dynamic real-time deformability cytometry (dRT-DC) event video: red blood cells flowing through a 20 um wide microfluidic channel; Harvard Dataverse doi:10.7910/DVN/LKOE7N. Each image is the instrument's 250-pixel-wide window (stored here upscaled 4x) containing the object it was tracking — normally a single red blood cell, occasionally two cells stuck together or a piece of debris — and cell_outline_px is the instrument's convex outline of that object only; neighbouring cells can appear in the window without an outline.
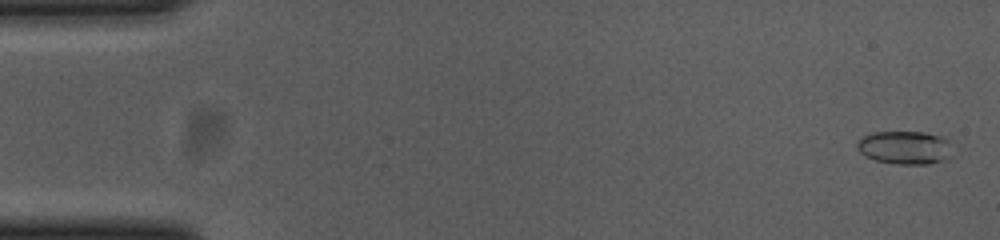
{"species": "common noctule bat (a hibernating species)", "species_latin": "Nyctalus noctula", "temperature_condition": "cold", "stored_images_in_passage": 55, "camera_frame_rate_fps": 3000, "um_per_image_px": 0.085, "animal": {"sex": "female", "body_mass_g": 23.0, "forearm_length_mm": 53.4}, "frame": {"image": 1, "passage_image": 2, "time_ms": 0.333, "image_size_px": [1000, 240], "cell_outline_px": [[960, 148], [948, 160], [928, 164], [896, 164], [876, 160], [864, 156], [856, 148], [856, 144], [864, 136], [872, 132], [924, 132], [948, 136]], "centroid_in_image_um": [77.12, 12.54], "position_along_channel_um": 7.9, "area_um2": 19.59}}
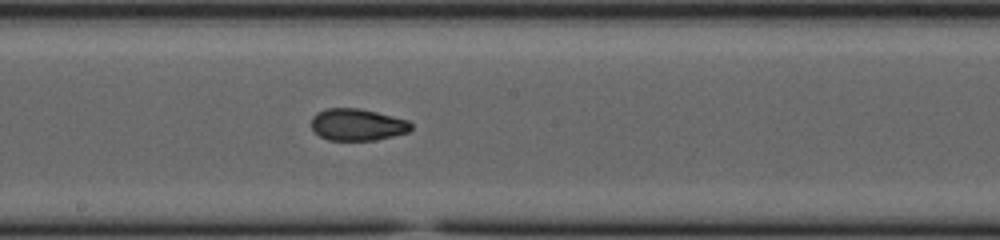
{"frame": {"image": 2, "passage_image": 30, "time_ms": 9.667, "image_size_px": [1000, 240], "cell_outline_px": [[412, 128], [408, 132], [376, 140], [328, 140], [320, 136], [312, 128], [312, 116], [316, 112], [328, 108], [360, 108], [408, 120], [412, 124]], "centroid_in_image_um": [30.37, 10.59], "position_along_channel_um": 217.8, "area_um2": 18.5}}
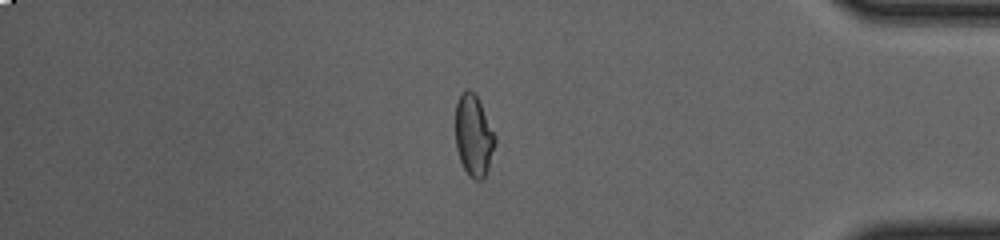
{"frame": {"image": 3, "passage_image": 47, "time_ms": 15.333, "image_size_px": [1000, 240], "cell_outline_px": [[496, 144], [488, 168], [484, 176], [480, 180], [476, 180], [468, 176], [460, 160], [456, 148], [456, 104], [460, 92], [468, 88], [476, 96], [496, 136]], "centroid_in_image_um": [40.25, 11.53], "position_along_channel_um": 394.9, "area_um2": 18.67}, "authors_computed_cell_mechanics": {"area_um2": 18.7272, "velocity_mm_per_s": 3.7076, "shape_relaxation_time_tau1_ms": 9.0932, "shape_relaxation_time_tau2_ms": 1.5324, "deformation_change_tau1": 0.2092, "deformation_change_tau2": 0.0638}}